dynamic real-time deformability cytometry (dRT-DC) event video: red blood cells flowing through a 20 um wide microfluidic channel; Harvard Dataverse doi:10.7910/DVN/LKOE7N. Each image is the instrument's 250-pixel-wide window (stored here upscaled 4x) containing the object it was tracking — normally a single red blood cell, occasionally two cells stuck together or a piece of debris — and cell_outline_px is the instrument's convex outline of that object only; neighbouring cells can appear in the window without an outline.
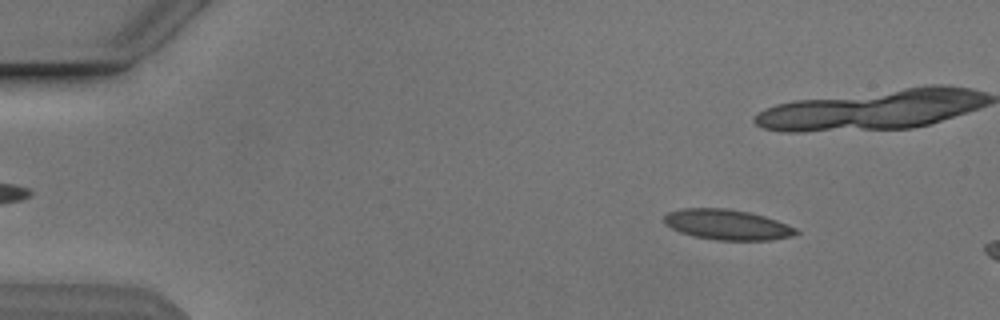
{"species": "Egyptian fruit bat (a non-hibernating species)", "species_latin": "Rousettus aegyptiacus", "temperature_condition": "cold", "stored_images_in_passage": 48, "camera_frame_rate_fps": 3000, "um_per_image_px": 0.085, "animal": {"sex": "male"}, "frame": {"image": 1, "passage_image": 7, "time_ms": 2.0, "image_size_px": [1000, 320], "cell_outline_px": [[800, 232], [792, 236], [772, 240], [716, 240], [692, 236], [680, 232], [664, 224], [664, 216], [668, 212], [680, 208], [724, 208], [748, 212], [764, 216], [776, 220], [796, 228]], "centroid_in_image_um": [61.79, 19.1], "position_along_channel_um": 23.2, "area_um2": 23.35}}
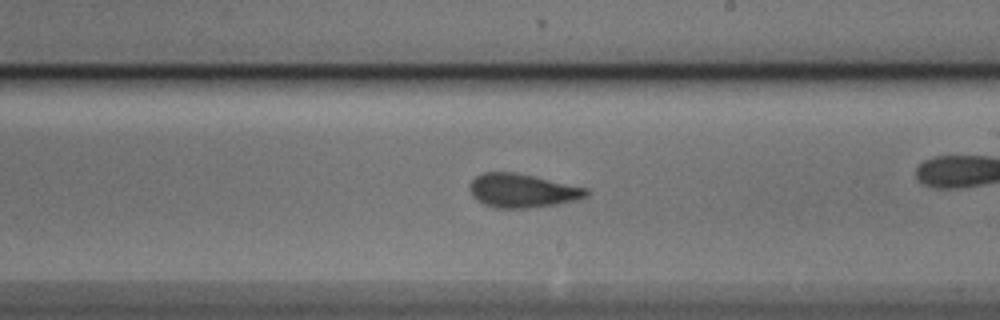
{"frame": {"image": 2, "passage_image": 31, "time_ms": 10.0, "image_size_px": [1000, 320], "cell_outline_px": [[588, 196], [576, 200], [556, 204], [528, 208], [492, 208], [476, 200], [472, 196], [472, 180], [476, 176], [484, 172], [512, 172], [532, 176], [588, 188]], "centroid_in_image_um": [44.4, 16.22], "position_along_channel_um": 244.6, "area_um2": 22.66}}
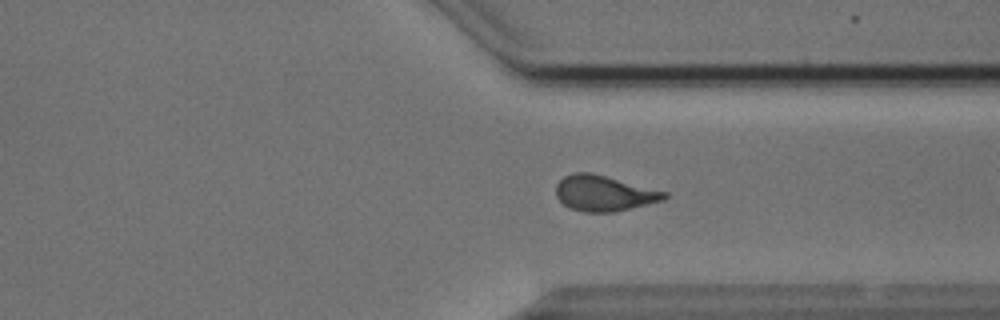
{"frame": {"image": 3, "passage_image": 40, "time_ms": 13.0, "image_size_px": [1000, 320], "cell_outline_px": [[668, 196], [664, 200], [616, 212], [584, 212], [568, 208], [556, 196], [556, 184], [564, 176], [572, 172], [592, 172], [668, 192]], "centroid_in_image_um": [51.34, 16.42], "position_along_channel_um": 360.1, "area_um2": 22.72}}